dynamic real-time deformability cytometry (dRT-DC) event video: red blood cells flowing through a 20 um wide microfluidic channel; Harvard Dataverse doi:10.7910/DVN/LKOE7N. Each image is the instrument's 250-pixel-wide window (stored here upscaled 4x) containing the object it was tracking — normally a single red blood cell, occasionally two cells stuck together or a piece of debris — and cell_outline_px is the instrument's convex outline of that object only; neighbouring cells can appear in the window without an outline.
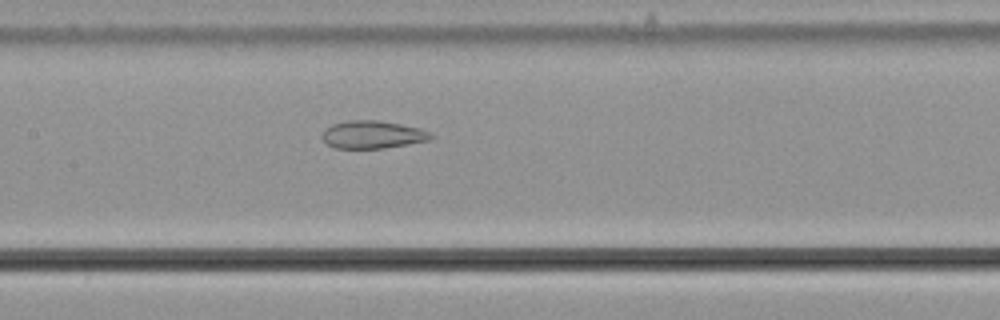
{"species": "common noctule bat (a hibernating species)", "species_latin": "Nyctalus noctula", "temperature_condition": "cold", "stored_images_in_passage": 39, "camera_frame_rate_fps": 3000, "um_per_image_px": 0.085, "animal": {"sex": "male", "body_mass_g": 21.5, "forearm_length_mm": 52.0}, "frame": {"image": 1, "passage_image": 20, "time_ms": 6.333, "image_size_px": [1000, 320], "cell_outline_px": [[436, 136], [432, 140], [384, 148], [336, 148], [328, 144], [320, 136], [324, 128], [332, 124], [348, 120], [376, 120], [400, 124], [420, 128], [432, 132]], "centroid_in_image_um": [31.7, 11.44], "position_along_channel_um": 175.7, "area_um2": 17.8}}
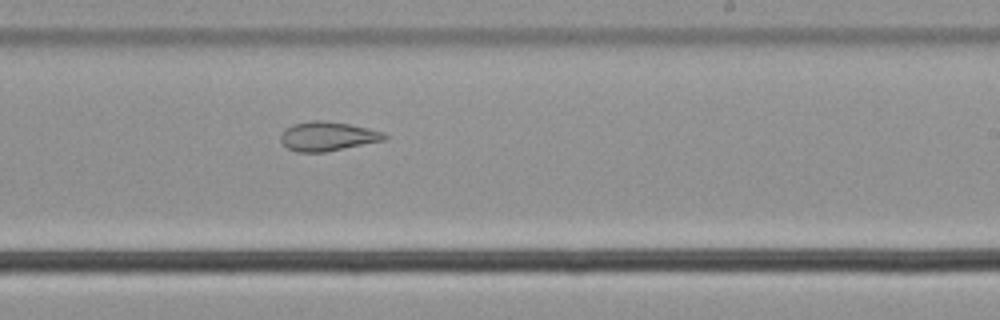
{"frame": {"image": 2, "passage_image": 27, "time_ms": 8.667, "image_size_px": [1000, 320], "cell_outline_px": [[388, 140], [324, 152], [296, 152], [288, 148], [280, 140], [280, 136], [284, 128], [292, 124], [312, 120], [324, 120], [348, 124], [368, 128], [384, 132], [388, 136]], "centroid_in_image_um": [27.86, 11.58], "position_along_channel_um": 261.1, "area_um2": 17.86}}
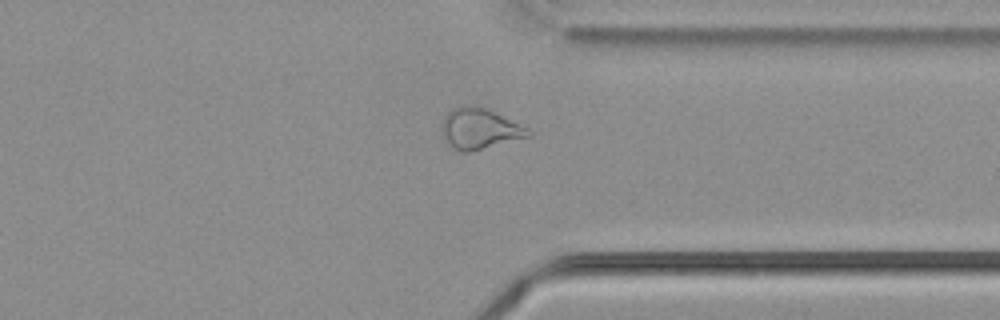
{"frame": {"image": 3, "passage_image": 36, "time_ms": 11.667, "image_size_px": [1000, 320], "cell_outline_px": [[532, 136], [468, 152], [464, 152], [452, 148], [448, 144], [440, 132], [440, 128], [444, 116], [452, 108], [460, 104], [476, 104], [528, 128], [532, 132]], "centroid_in_image_um": [40.71, 10.92], "position_along_channel_um": 370.7, "area_um2": 20.69}}